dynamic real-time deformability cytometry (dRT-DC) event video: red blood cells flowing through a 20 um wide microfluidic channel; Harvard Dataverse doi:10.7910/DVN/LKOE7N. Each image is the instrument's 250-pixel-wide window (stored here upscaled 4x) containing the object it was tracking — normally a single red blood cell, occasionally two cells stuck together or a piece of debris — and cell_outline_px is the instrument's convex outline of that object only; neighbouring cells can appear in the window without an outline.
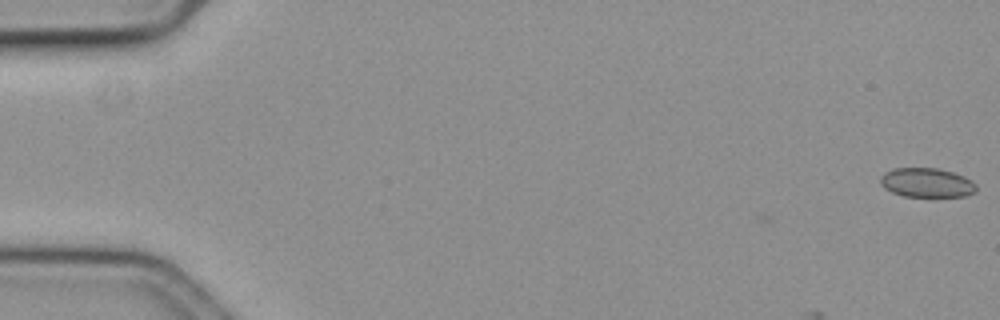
{"species": "common noctule bat (a hibernating species)", "species_latin": "Nyctalus noctula", "temperature_condition": "cold", "stored_images_in_passage": 2, "camera_frame_rate_fps": 3000, "um_per_image_px": 0.085, "animal": {"sex": "female", "body_mass_g": 19.3, "forearm_length_mm": 54.1}, "frame": {"image": 1, "passage_image": 2, "time_ms": 0.333, "image_size_px": [1000, 320], "cell_outline_px": [[976, 192], [964, 196], [904, 196], [892, 192], [884, 188], [880, 184], [880, 176], [884, 172], [892, 168], [940, 168], [964, 176], [972, 180], [976, 184]], "centroid_in_image_um": [78.76, 15.51], "position_along_channel_um": 6.2, "area_um2": 16.47}}